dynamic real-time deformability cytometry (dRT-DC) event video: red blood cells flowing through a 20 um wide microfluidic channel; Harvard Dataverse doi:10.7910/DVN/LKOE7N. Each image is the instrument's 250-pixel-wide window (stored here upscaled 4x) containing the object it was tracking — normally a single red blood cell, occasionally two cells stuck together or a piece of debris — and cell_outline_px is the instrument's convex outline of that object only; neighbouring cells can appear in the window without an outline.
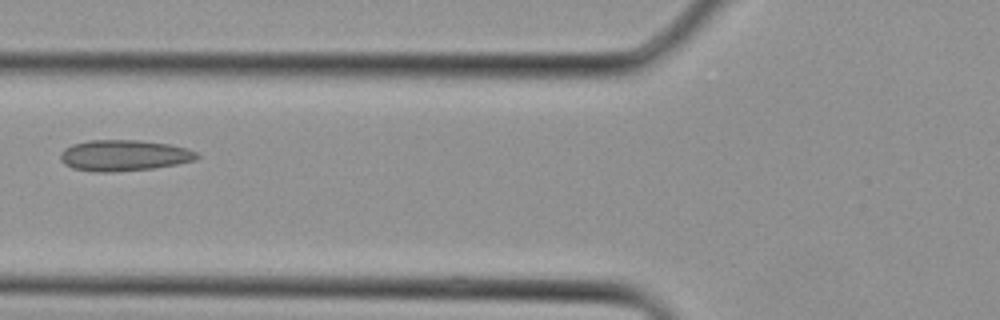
{"species": "Egyptian fruit bat (a non-hibernating species)", "species_latin": "Rousettus aegyptiacus", "temperature_condition": "cold", "stored_images_in_passage": 3, "camera_frame_rate_fps": 3000, "um_per_image_px": 0.085, "animal": {"sex": "female"}, "frame": {"image": 1, "passage_image": 3, "time_ms": 0.667, "image_size_px": [1000, 320], "cell_outline_px": [[200, 156], [196, 160], [156, 168], [112, 172], [92, 172], [72, 168], [64, 164], [60, 160], [60, 152], [64, 148], [72, 144], [88, 140], [140, 140], [168, 144], [188, 148], [196, 152]], "centroid_in_image_um": [10.52, 13.21], "position_along_channel_um": 115.3, "area_um2": 24.97}}